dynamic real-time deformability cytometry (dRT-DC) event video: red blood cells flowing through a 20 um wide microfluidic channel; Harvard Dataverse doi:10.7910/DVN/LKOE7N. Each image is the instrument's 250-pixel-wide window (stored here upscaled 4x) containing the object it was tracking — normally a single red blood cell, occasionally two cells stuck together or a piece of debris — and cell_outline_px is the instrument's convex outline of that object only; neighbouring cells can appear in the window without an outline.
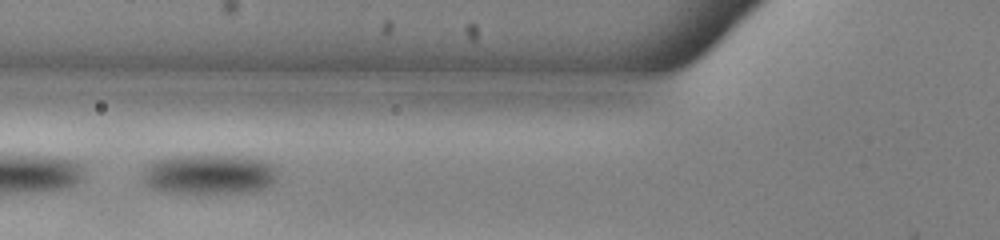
{"species": "common noctule bat (a hibernating species)", "species_latin": "Nyctalus noctula", "temperature_condition": "warm", "stored_images_in_passage": 32, "camera_frame_rate_fps": 3000, "um_per_image_px": 0.085, "animal": {"sex": "male", "body_mass_g": 13.0, "forearm_length_mm": 53.1}, "frame": {"image": 1, "passage_image": 15, "time_ms": 4.667, "image_size_px": [1000, 240], "cell_outline_px": [[276, 180], [268, 188], [256, 192], [160, 192], [144, 184], [144, 168], [152, 160], [176, 156], [236, 156], [264, 160], [272, 164], [276, 168]], "centroid_in_image_um": [17.79, 14.82], "position_along_channel_um": 108.0, "area_um2": 31.39}}
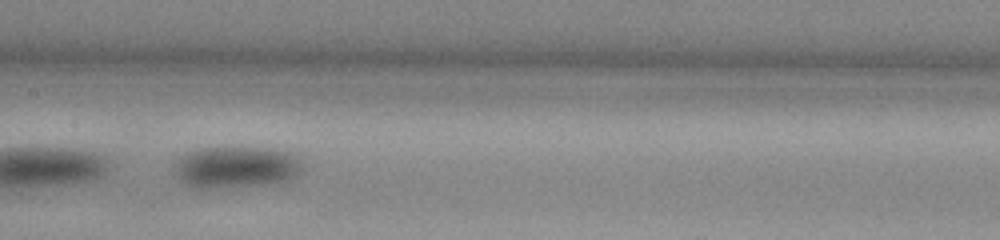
{"frame": {"image": 2, "passage_image": 21, "time_ms": 6.667, "image_size_px": [1000, 240], "cell_outline_px": [[300, 168], [296, 176], [284, 180], [264, 184], [208, 188], [196, 188], [184, 184], [176, 172], [176, 164], [180, 156], [184, 152], [196, 148], [272, 148], [292, 152], [300, 164]], "centroid_in_image_um": [20.02, 14.18], "position_along_channel_um": 187.4, "area_um2": 30.52}}